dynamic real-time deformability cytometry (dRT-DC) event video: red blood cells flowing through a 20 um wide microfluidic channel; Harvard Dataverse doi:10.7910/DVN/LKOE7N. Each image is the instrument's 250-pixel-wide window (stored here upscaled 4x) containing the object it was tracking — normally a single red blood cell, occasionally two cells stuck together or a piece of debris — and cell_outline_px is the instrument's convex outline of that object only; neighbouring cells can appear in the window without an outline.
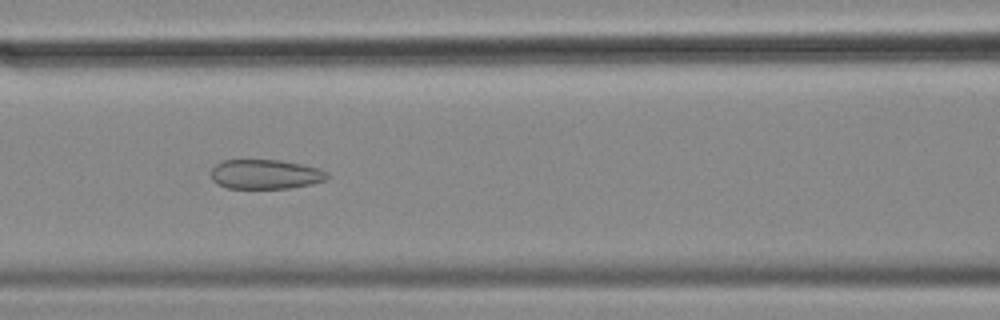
{"species": "common noctule bat (a hibernating species)", "species_latin": "Nyctalus noctula", "temperature_condition": "cold", "stored_images_in_passage": 55, "camera_frame_rate_fps": 3000, "um_per_image_px": 0.085, "animal": {"sex": "female", "body_mass_g": 18.4}, "frame": {"image": 1, "passage_image": 23, "time_ms": 7.333, "image_size_px": [1000, 320], "cell_outline_px": [[332, 176], [328, 180], [288, 188], [228, 188], [212, 180], [212, 168], [216, 164], [224, 160], [280, 160], [320, 168], [328, 172]], "centroid_in_image_um": [22.62, 14.8], "position_along_channel_um": 144.0, "area_um2": 19.94}}
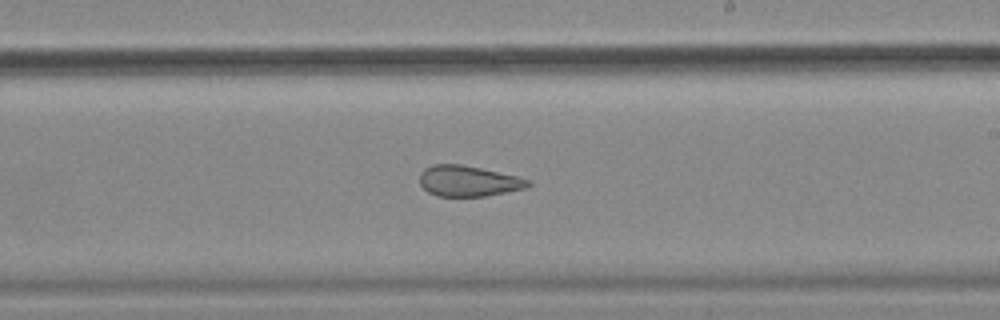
{"frame": {"image": 2, "passage_image": 32, "time_ms": 10.333, "image_size_px": [1000, 320], "cell_outline_px": [[532, 184], [524, 188], [484, 196], [436, 196], [428, 192], [420, 184], [420, 172], [424, 168], [432, 164], [460, 164], [520, 176], [532, 180]], "centroid_in_image_um": [39.81, 15.37], "position_along_channel_um": 249.2, "area_um2": 19.48}}
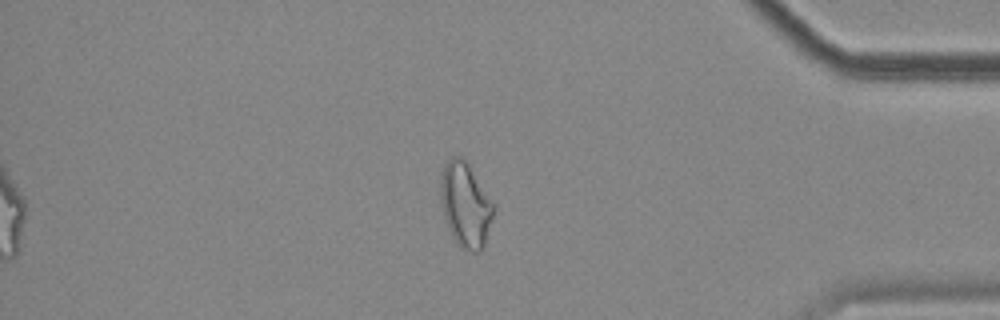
{"frame": {"image": 3, "passage_image": 47, "time_ms": 15.333, "image_size_px": [1000, 320], "cell_outline_px": [[496, 204], [492, 220], [484, 244], [480, 252], [472, 252], [460, 248], [452, 240], [440, 204], [440, 172], [444, 164], [452, 156], [460, 152], [468, 160]], "centroid_in_image_um": [39.56, 17.33], "position_along_channel_um": 395.6, "area_um2": 27.46}, "authors_computed_cell_mechanics": {"area_um2": 26.01, "velocity_mm_per_s": 3.5161, "shape_relaxation_time_tau1_ms": null, "shape_relaxation_time_tau2_ms": 2.1916, "deformation_change_tau1": null, "deformation_change_tau2": 0.1041}}